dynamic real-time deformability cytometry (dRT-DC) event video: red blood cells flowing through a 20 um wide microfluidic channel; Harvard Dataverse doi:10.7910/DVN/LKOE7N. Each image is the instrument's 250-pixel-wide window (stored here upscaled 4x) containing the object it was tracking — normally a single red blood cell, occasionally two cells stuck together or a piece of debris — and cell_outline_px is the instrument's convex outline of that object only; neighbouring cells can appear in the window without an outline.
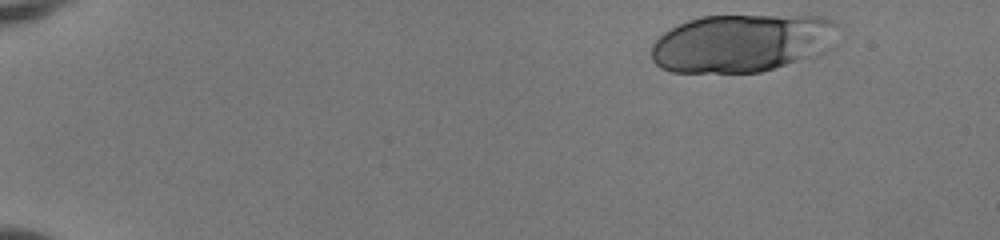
{"species": "human", "species_latin": "Homo sapiens", "temperature_condition": "room temperature", "stored_images_in_passage": 46, "camera_frame_rate_fps": 3000, "um_per_image_px": 0.085, "donor": {"sex": "female"}, "frame": {"image": 1, "passage_image": 1, "time_ms": 0.0, "image_size_px": [1000, 240], "cell_outline_px": [[840, 28], [836, 44], [832, 48], [816, 56], [760, 72], [672, 72], [660, 68], [652, 60], [652, 44], [664, 32], [688, 20], [700, 16], [824, 16], [832, 20]], "centroid_in_image_um": [63.14, 3.66], "position_along_channel_um": 21.9, "area_um2": 63.7}}